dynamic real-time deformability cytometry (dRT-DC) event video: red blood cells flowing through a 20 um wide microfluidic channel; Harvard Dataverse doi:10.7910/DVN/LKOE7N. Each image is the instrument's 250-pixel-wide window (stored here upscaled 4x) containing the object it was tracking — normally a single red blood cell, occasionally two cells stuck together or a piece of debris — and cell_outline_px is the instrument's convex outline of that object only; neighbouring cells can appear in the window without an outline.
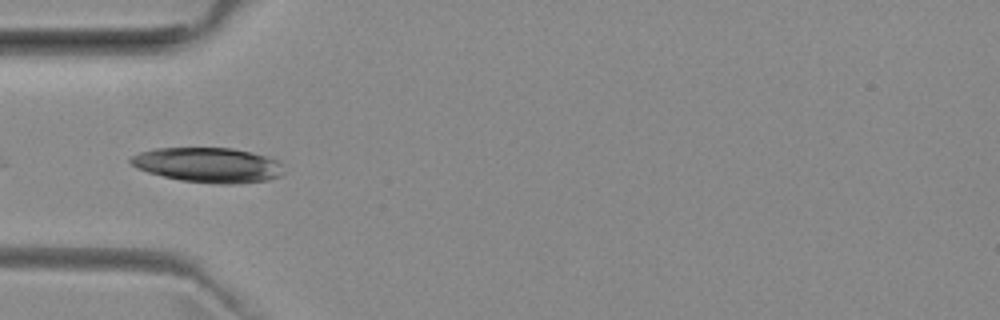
{"species": "common noctule bat (a hibernating species)", "species_latin": "Nyctalus noctula", "temperature_condition": "room temperature", "stored_images_in_passage": 34, "camera_frame_rate_fps": 3000, "um_per_image_px": 0.085, "animal": {"sex": "female", "body_mass_g": 29.2, "forearm_length_mm": 56.3}, "frame": {"image": 1, "passage_image": 1, "time_ms": 0.0, "image_size_px": [1000, 320], "cell_outline_px": [[284, 172], [280, 176], [268, 180], [236, 184], [216, 184], [180, 180], [148, 172], [136, 168], [128, 160], [132, 156], [140, 152], [156, 148], [232, 148], [252, 152], [276, 160], [280, 164]], "centroid_in_image_um": [17.69, 14.03], "position_along_channel_um": 67.3, "area_um2": 31.04}}
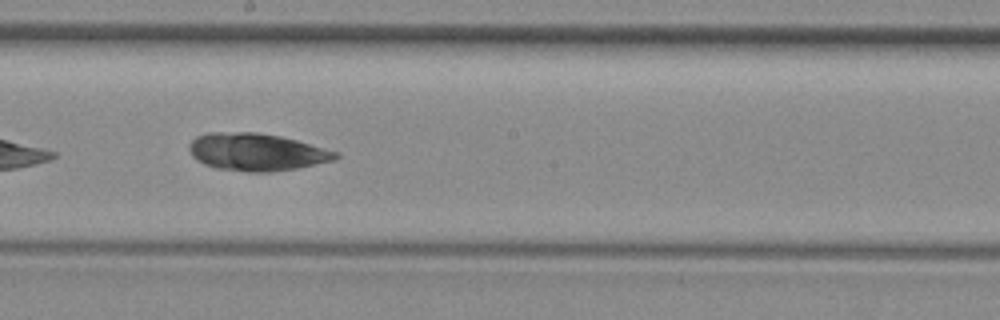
{"frame": {"image": 2, "passage_image": 13, "time_ms": 4.0, "image_size_px": [1000, 320], "cell_outline_px": [[340, 156], [336, 160], [300, 168], [268, 172], [248, 172], [216, 168], [204, 164], [196, 160], [192, 156], [188, 148], [192, 140], [196, 136], [208, 132], [256, 132], [280, 136], [296, 140], [340, 152]], "centroid_in_image_um": [21.83, 12.92], "position_along_channel_um": 226.4, "area_um2": 32.25}}
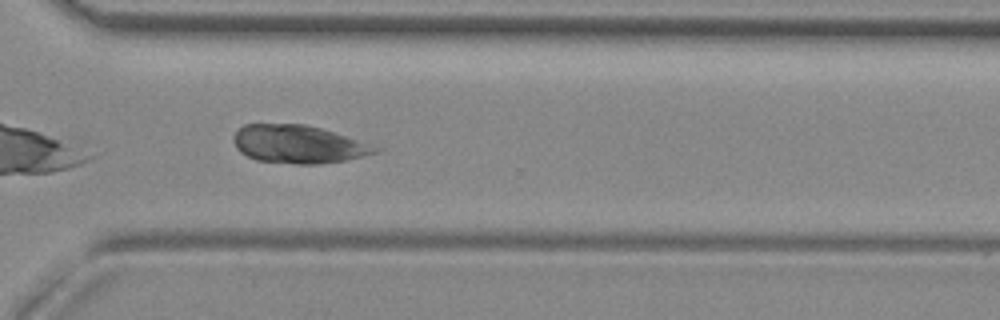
{"frame": {"image": 3, "passage_image": 22, "time_ms": 7.0, "image_size_px": [1000, 320], "cell_outline_px": [[384, 148], [380, 152], [344, 160], [316, 164], [296, 164], [256, 160], [240, 152], [236, 148], [232, 140], [232, 136], [236, 128], [244, 124], [304, 124], [320, 128]], "centroid_in_image_um": [25.32, 12.25], "position_along_channel_um": 345.3, "area_um2": 31.5}}